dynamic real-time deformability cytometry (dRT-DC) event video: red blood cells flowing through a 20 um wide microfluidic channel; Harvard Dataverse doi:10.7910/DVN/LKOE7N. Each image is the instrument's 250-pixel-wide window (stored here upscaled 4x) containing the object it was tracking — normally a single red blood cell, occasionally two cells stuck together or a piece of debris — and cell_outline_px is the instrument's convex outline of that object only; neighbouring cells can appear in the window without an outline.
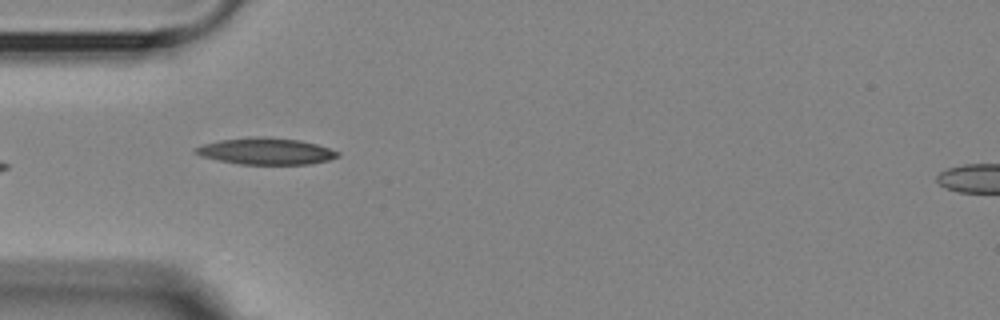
{"species": "Egyptian fruit bat (a non-hibernating species)", "species_latin": "Rousettus aegyptiacus", "temperature_condition": "room temperature", "stored_images_in_passage": 10, "camera_frame_rate_fps": 3000, "um_per_image_px": 0.085, "animal": {"sex": "female"}, "frame": {"image": 1, "passage_image": 5, "time_ms": 4.667, "image_size_px": [1000, 320], "cell_outline_px": [[340, 156], [328, 160], [312, 164], [240, 164], [200, 156], [192, 152], [192, 148], [200, 144], [220, 140], [248, 136], [268, 136], [300, 140], [316, 144], [340, 152]], "centroid_in_image_um": [22.55, 12.84], "position_along_channel_um": 62.4, "area_um2": 22.37}}
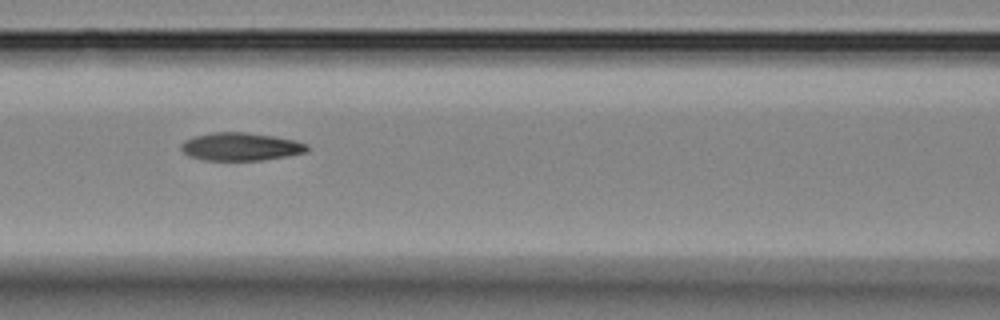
{"frame": {"image": 2, "passage_image": 7, "time_ms": 7.0, "image_size_px": [1000, 320], "cell_outline_px": [[308, 152], [288, 156], [260, 160], [204, 160], [188, 156], [180, 148], [180, 144], [184, 140], [192, 136], [212, 132], [244, 132], [276, 136], [296, 140], [308, 144]], "centroid_in_image_um": [20.46, 12.46], "position_along_channel_um": 146.1, "area_um2": 20.81}}
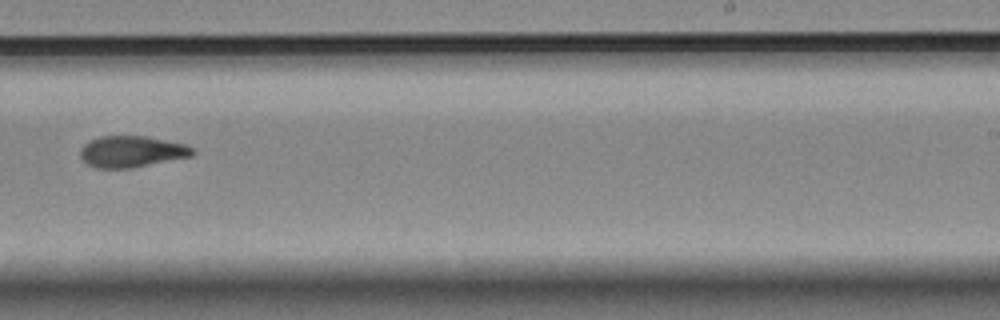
{"frame": {"image": 3, "passage_image": 10, "time_ms": 10.667, "image_size_px": [1000, 320], "cell_outline_px": [[196, 152], [192, 156], [132, 168], [96, 168], [88, 164], [80, 156], [80, 148], [88, 140], [100, 136], [144, 136], [184, 144], [196, 148]], "centroid_in_image_um": [11.19, 12.88], "position_along_channel_um": 277.8, "area_um2": 20.58}}